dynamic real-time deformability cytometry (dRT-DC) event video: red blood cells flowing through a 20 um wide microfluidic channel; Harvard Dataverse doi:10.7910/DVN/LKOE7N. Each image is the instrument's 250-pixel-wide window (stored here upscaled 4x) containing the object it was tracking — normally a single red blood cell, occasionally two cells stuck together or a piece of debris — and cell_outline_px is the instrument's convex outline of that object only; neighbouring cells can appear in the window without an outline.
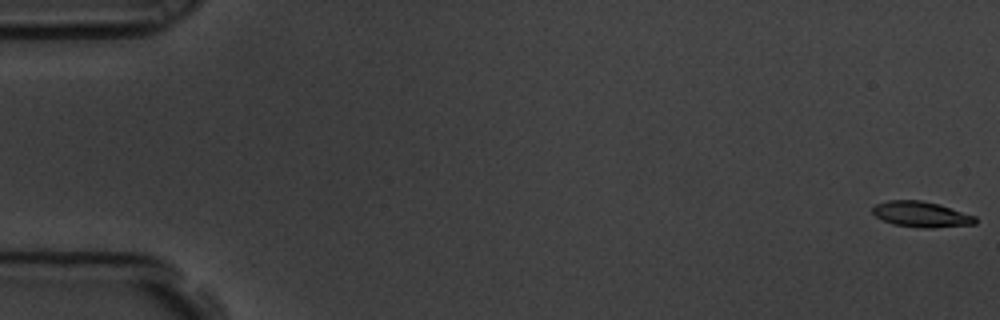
{"species": "common noctule bat (a hibernating species)", "species_latin": "Nyctalus noctula", "temperature_condition": "room temperature", "stored_images_in_passage": 6, "camera_frame_rate_fps": 3000, "um_per_image_px": 0.085, "animal": {"sex": "male", "body_mass_g": 19.5, "forearm_length_mm": 54.6}, "frame": {"image": 1, "passage_image": 1, "time_ms": 0.0, "image_size_px": [1000, 320], "cell_outline_px": [[976, 224], [932, 228], [920, 228], [892, 224], [876, 216], [872, 212], [872, 208], [876, 204], [888, 200], [920, 200], [940, 204], [976, 216]], "centroid_in_image_um": [78.32, 18.22], "position_along_channel_um": 6.7, "area_um2": 15.43}}
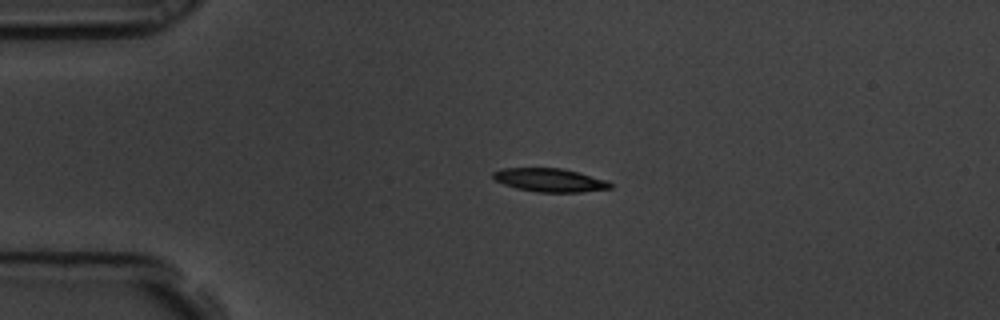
{"frame": {"image": 2, "passage_image": 4, "time_ms": 1.0, "image_size_px": [1000, 320], "cell_outline_px": [[612, 188], [580, 192], [536, 192], [516, 188], [504, 184], [496, 180], [492, 176], [492, 172], [500, 168], [560, 168], [608, 180], [612, 184]], "centroid_in_image_um": [46.71, 15.31], "position_along_channel_um": 38.3, "area_um2": 15.95}}
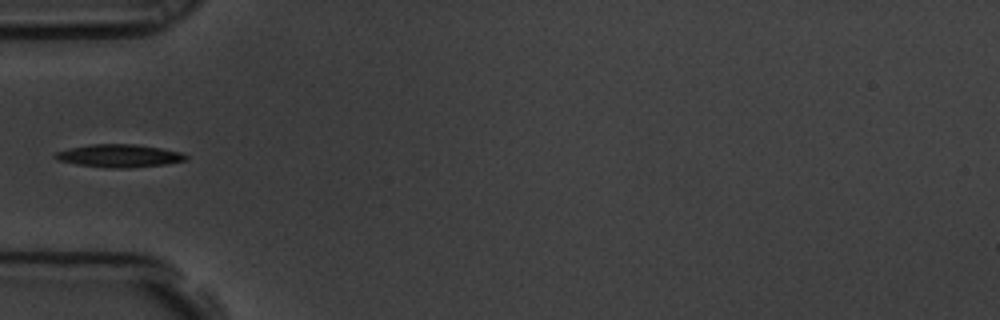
{"frame": {"image": 3, "passage_image": 6, "time_ms": 1.667, "image_size_px": [1000, 320], "cell_outline_px": [[188, 160], [164, 164], [128, 168], [108, 168], [76, 164], [56, 160], [52, 156], [56, 152], [68, 148], [92, 144], [136, 144], [160, 148], [180, 152], [188, 156]], "centroid_in_image_um": [10.09, 13.24], "position_along_channel_um": 74.9, "area_um2": 17.46}}